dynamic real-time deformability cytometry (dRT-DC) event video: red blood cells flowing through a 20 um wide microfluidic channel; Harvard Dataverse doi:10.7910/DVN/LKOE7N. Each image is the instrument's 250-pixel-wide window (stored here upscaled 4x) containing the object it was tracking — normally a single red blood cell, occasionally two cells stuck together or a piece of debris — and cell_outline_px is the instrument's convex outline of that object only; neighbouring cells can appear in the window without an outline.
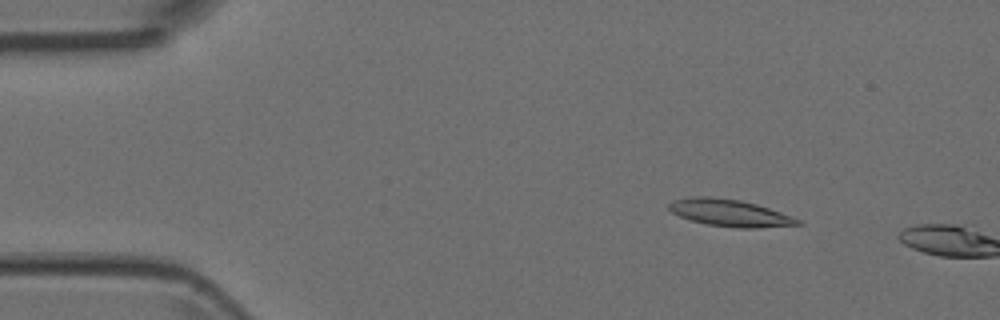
{"species": "Egyptian fruit bat (a non-hibernating species)", "species_latin": "Rousettus aegyptiacus", "temperature_condition": "room temperature", "stored_images_in_passage": 3, "camera_frame_rate_fps": 3000, "um_per_image_px": 0.085, "animal": {"sex": "female"}, "frame": {"image": 1, "passage_image": 2, "time_ms": 0.333, "image_size_px": [1000, 320], "cell_outline_px": [[804, 224], [756, 228], [740, 228], [708, 224], [692, 220], [680, 216], [672, 212], [668, 208], [668, 204], [672, 200], [692, 196], [708, 196], [740, 200], [756, 204], [780, 212], [800, 220]], "centroid_in_image_um": [62.01, 18.09], "position_along_channel_um": 23.0, "area_um2": 20.06}}